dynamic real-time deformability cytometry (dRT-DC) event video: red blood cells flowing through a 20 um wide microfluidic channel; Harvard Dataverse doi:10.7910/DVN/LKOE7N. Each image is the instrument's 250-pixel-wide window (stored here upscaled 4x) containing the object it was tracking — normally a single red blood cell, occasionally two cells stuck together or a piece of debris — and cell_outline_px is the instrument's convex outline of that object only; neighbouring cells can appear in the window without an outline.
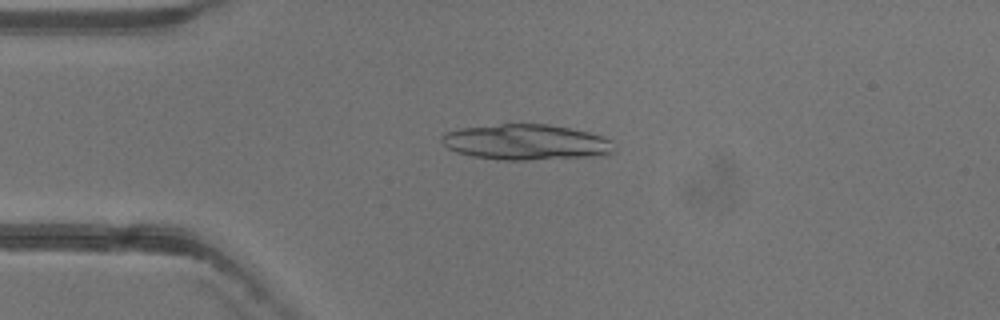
{"species": "common noctule bat (a hibernating species)", "species_latin": "Nyctalus noctula", "temperature_condition": "warm", "stored_images_in_passage": 27, "camera_frame_rate_fps": 3000, "um_per_image_px": 0.085, "animal": {"sex": "female"}, "frame": {"image": 1, "passage_image": 5, "time_ms": 1.333, "image_size_px": [1000, 320], "cell_outline_px": [[616, 152], [588, 156], [528, 160], [496, 160], [472, 156], [456, 152], [448, 148], [440, 140], [440, 136], [444, 132], [460, 128], [500, 124], [548, 124], [588, 132], [604, 136], [612, 140], [616, 148]], "centroid_in_image_um": [44.69, 12.08], "position_along_channel_um": 40.3, "area_um2": 35.89}}